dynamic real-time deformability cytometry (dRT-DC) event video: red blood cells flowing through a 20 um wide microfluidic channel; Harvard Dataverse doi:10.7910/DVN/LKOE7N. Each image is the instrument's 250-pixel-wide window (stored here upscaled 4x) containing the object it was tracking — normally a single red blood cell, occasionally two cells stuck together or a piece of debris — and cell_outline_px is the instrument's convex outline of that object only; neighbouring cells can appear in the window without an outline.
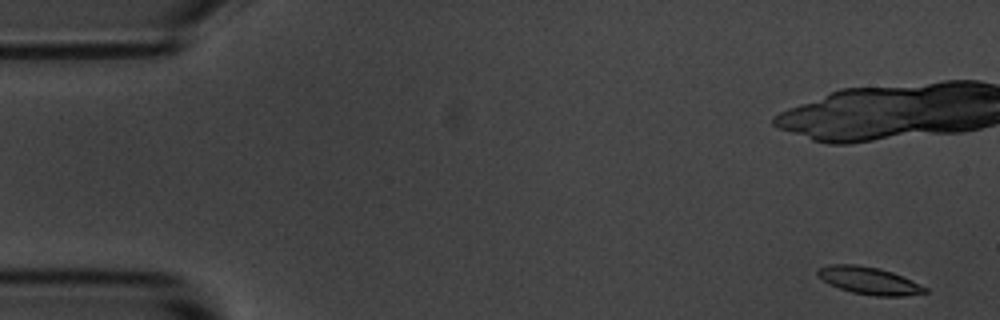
{"species": "common noctule bat (a hibernating species)", "species_latin": "Nyctalus noctula", "temperature_condition": "room temperature", "stored_images_in_passage": 5, "camera_frame_rate_fps": 3000, "um_per_image_px": 0.085, "animal": {"sex": "male", "body_mass_g": 20.1, "forearm_length_mm": 53.5}, "frame": {"image": 1, "passage_image": 1, "time_ms": 0.0, "image_size_px": [1000, 320], "cell_outline_px": [[928, 292], [904, 296], [876, 296], [852, 292], [828, 284], [816, 272], [820, 268], [828, 264], [856, 264], [880, 268], [892, 272], [920, 284], [928, 288]], "centroid_in_image_um": [73.88, 23.85], "position_along_channel_um": 11.1, "area_um2": 16.99}}